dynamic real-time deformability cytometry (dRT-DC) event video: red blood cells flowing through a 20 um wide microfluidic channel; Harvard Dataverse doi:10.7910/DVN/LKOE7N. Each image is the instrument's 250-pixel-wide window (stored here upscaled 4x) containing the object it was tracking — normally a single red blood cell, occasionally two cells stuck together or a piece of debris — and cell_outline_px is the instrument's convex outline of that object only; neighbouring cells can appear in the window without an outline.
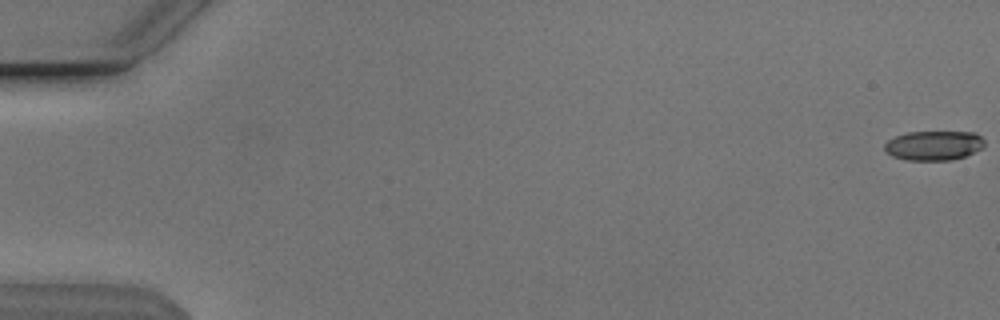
{"species": "Egyptian fruit bat (a non-hibernating species)", "species_latin": "Rousettus aegyptiacus", "temperature_condition": "cold", "stored_images_in_passage": 12, "camera_frame_rate_fps": 3000, "um_per_image_px": 0.085, "animal": {"sex": "male"}, "frame": {"image": 1, "passage_image": 1, "time_ms": 0.0, "image_size_px": [1000, 320], "cell_outline_px": [[984, 148], [964, 156], [952, 160], [904, 160], [892, 156], [884, 152], [884, 144], [888, 140], [896, 136], [908, 132], [976, 132], [984, 140]], "centroid_in_image_um": [79.36, 12.37], "position_along_channel_um": 5.6, "area_um2": 17.34}}